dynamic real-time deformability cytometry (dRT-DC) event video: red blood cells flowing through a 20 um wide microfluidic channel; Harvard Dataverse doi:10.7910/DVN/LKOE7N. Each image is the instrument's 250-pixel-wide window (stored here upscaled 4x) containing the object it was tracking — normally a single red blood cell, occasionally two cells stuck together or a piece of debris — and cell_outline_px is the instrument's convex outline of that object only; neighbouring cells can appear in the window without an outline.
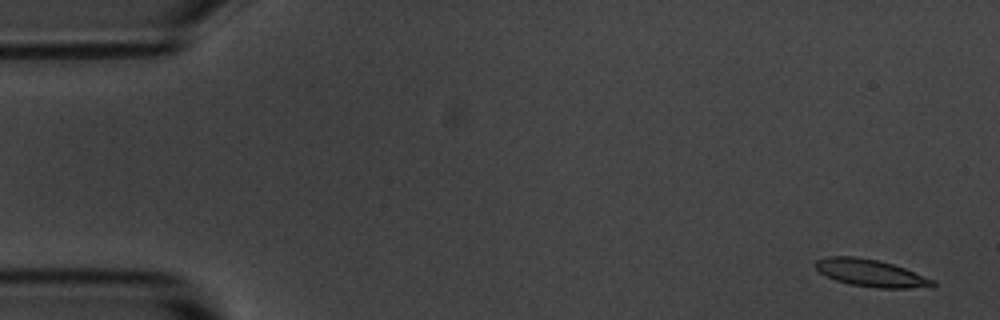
{"species": "common noctule bat (a hibernating species)", "species_latin": "Nyctalus noctula", "temperature_condition": "room temperature", "stored_images_in_passage": 6, "camera_frame_rate_fps": 3000, "um_per_image_px": 0.085, "animal": {"sex": "male", "body_mass_g": 20.1, "forearm_length_mm": 53.5}, "frame": {"image": 1, "passage_image": 1, "time_ms": 0.0, "image_size_px": [1000, 320], "cell_outline_px": [[936, 284], [932, 288], [876, 288], [848, 284], [836, 280], [820, 272], [812, 264], [816, 260], [828, 256], [856, 256], [876, 260], [892, 264], [904, 268], [936, 280]], "centroid_in_image_um": [74.05, 23.22], "position_along_channel_um": 11.0, "area_um2": 18.79}}
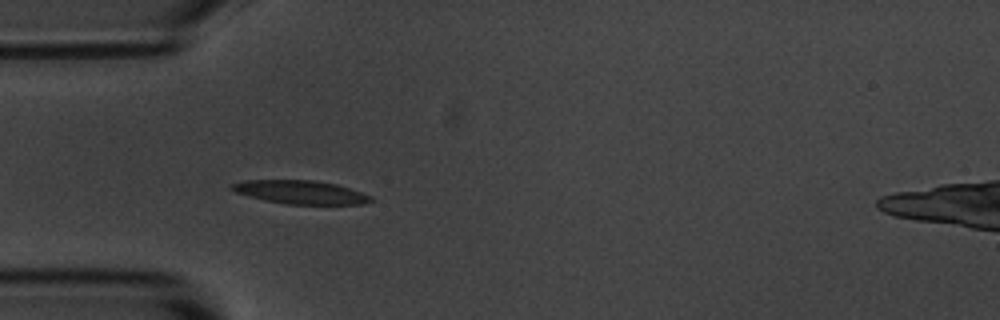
{"frame": {"image": 2, "passage_image": 5, "time_ms": 4.667, "image_size_px": [1000, 320], "cell_outline_px": [[372, 200], [364, 204], [288, 204], [264, 200], [248, 196], [236, 192], [228, 188], [228, 184], [244, 180], [316, 180], [336, 184], [372, 196]], "centroid_in_image_um": [25.48, 16.32], "position_along_channel_um": 59.5, "area_um2": 19.02}}